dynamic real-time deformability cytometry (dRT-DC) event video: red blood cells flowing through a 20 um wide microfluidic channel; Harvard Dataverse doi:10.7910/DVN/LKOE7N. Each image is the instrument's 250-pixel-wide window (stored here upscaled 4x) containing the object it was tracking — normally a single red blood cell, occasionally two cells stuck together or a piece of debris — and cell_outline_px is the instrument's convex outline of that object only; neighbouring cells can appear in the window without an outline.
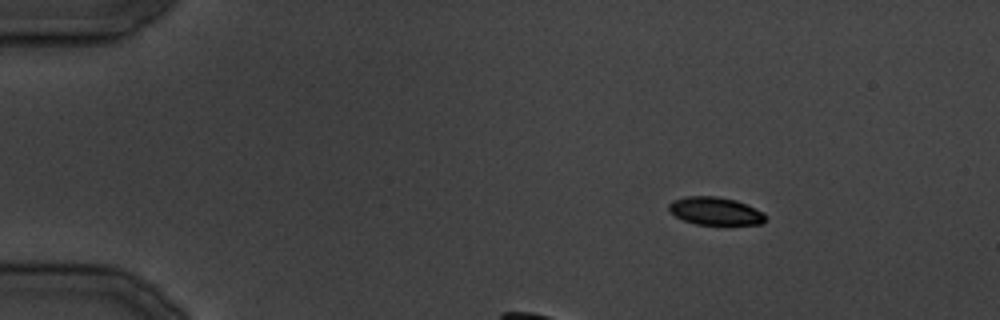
{"species": "common noctule bat (a hibernating species)", "species_latin": "Nyctalus noctula", "temperature_condition": "cold", "stored_images_in_passage": 12, "camera_frame_rate_fps": 3000, "um_per_image_px": 0.085, "animal": {"sex": "male", "body_mass_g": 19.5, "forearm_length_mm": 54.6}, "frame": {"image": 1, "passage_image": 3, "time_ms": 3.0, "image_size_px": [1000, 320], "cell_outline_px": [[764, 224], [696, 224], [684, 220], [676, 216], [668, 208], [668, 204], [672, 200], [688, 196], [716, 196], [736, 200], [764, 212]], "centroid_in_image_um": [60.79, 17.93], "position_along_channel_um": 24.2, "area_um2": 15.49}}